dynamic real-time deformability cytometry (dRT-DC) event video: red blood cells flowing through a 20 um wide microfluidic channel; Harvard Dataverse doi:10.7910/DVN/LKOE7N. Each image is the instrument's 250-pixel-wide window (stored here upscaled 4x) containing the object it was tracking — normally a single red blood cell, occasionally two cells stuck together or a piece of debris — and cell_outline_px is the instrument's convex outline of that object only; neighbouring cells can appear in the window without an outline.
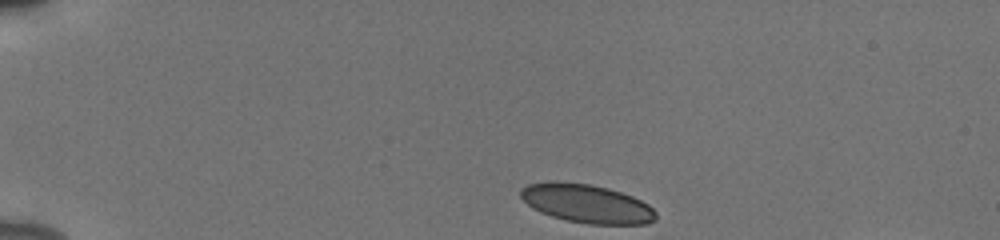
{"species": "human", "species_latin": "Homo sapiens", "temperature_condition": "cold", "stored_images_in_passage": 43, "camera_frame_rate_fps": 3000, "um_per_image_px": 0.085, "donor": {"sex": "male"}, "frame": {"image": 1, "passage_image": 1, "time_ms": 0.0, "image_size_px": [1000, 240], "cell_outline_px": [[656, 220], [648, 224], [588, 224], [568, 220], [552, 216], [540, 212], [532, 208], [520, 196], [520, 188], [528, 184], [552, 180], [556, 180], [588, 184], [608, 188], [632, 196], [648, 204], [656, 212]], "centroid_in_image_um": [49.86, 17.29], "position_along_channel_um": 35.1, "area_um2": 30.52}}
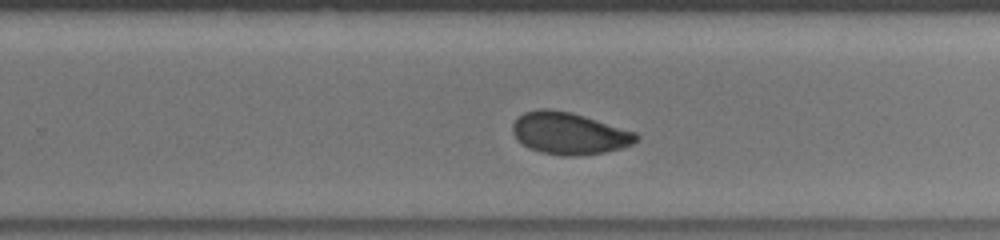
{"frame": {"image": 2, "passage_image": 26, "time_ms": 8.333, "image_size_px": [1000, 240], "cell_outline_px": [[640, 136], [632, 144], [620, 148], [604, 152], [576, 156], [560, 156], [540, 152], [528, 148], [516, 140], [512, 132], [512, 124], [516, 116], [524, 112], [540, 108], [548, 108], [572, 112], [636, 132]], "centroid_in_image_um": [48.32, 11.33], "position_along_channel_um": 281.5, "area_um2": 30.58}}
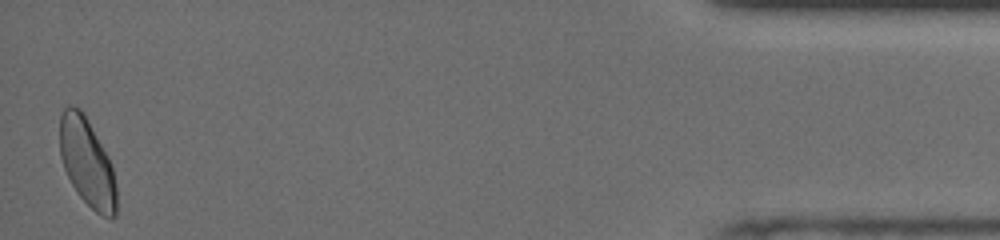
{"frame": {"image": 3, "passage_image": 43, "time_ms": 14.0, "image_size_px": [1000, 240], "cell_outline_px": [[116, 216], [112, 220], [96, 212], [76, 192], [64, 168], [60, 156], [60, 116], [64, 108], [68, 104], [72, 104], [80, 108], [84, 112], [108, 156], [112, 164], [116, 188]], "centroid_in_image_um": [7.4, 13.78], "position_along_channel_um": 427.8, "area_um2": 29.19}, "authors_computed_cell_mechanics": {"area_um2": 30.6918, "velocity_mm_per_s": 3.8549, "shape_relaxation_time_tau1_ms": 5.0466, "shape_relaxation_time_tau2_ms": 1.2998, "deformation_change_tau1": 0.1109, "deformation_change_tau2": 0.0489}}